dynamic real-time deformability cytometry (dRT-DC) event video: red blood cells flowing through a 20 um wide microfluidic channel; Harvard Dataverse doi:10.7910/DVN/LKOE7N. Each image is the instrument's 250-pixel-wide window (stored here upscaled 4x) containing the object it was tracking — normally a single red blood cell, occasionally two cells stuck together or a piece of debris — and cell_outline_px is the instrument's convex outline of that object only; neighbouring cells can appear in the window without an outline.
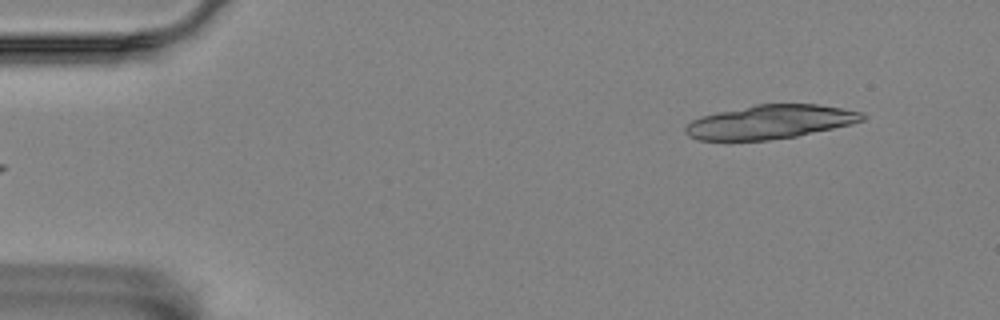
{"species": "Egyptian fruit bat (a non-hibernating species)", "species_latin": "Rousettus aegyptiacus", "temperature_condition": "room temperature", "stored_images_in_passage": 4, "segment_of_instrument_passage": [2, 2], "camera_frame_rate_fps": 3000, "um_per_image_px": 0.085, "animal": {"sex": "female"}, "frame": {"image": 1, "passage_image": 4, "time_ms": 1.0, "image_size_px": [1000, 320], "cell_outline_px": [[864, 120], [852, 124], [796, 136], [768, 140], [696, 140], [688, 136], [684, 132], [684, 128], [692, 120], [704, 116], [720, 112], [756, 104], [820, 104], [864, 112]], "centroid_in_image_um": [65.49, 10.36], "position_along_channel_um": 19.5, "area_um2": 34.68}}